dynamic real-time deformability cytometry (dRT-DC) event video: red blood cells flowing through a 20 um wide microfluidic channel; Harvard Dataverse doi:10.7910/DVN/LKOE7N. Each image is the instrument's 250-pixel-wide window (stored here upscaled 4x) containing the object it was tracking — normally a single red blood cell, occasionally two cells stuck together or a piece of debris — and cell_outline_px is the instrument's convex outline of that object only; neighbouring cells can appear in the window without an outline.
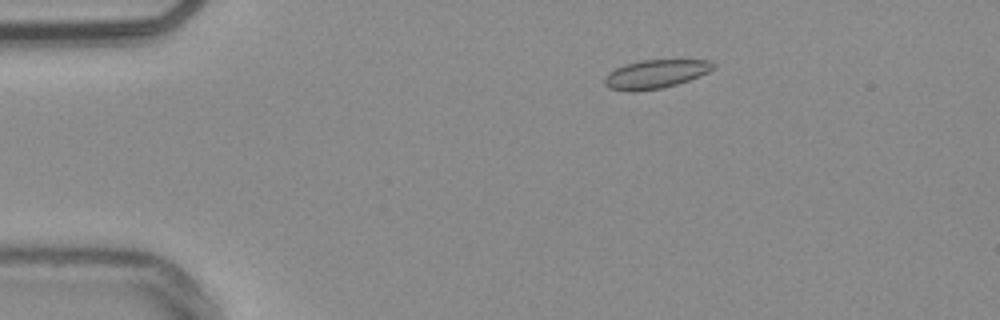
{"species": "common noctule bat (a hibernating species)", "species_latin": "Nyctalus noctula", "temperature_condition": "warm", "stored_images_in_passage": 48, "camera_frame_rate_fps": 3000, "um_per_image_px": 0.085, "animal": {"sex": "male", "body_mass_g": 20.4}, "frame": {"image": 1, "passage_image": 4, "time_ms": 1.0, "image_size_px": [1000, 320], "cell_outline_px": [[716, 64], [708, 72], [688, 80], [676, 84], [660, 88], [636, 92], [628, 92], [608, 88], [604, 84], [604, 76], [608, 72], [624, 64], [640, 60], [708, 60]], "centroid_in_image_um": [55.64, 6.3], "position_along_channel_um": 29.4, "area_um2": 18.15}}
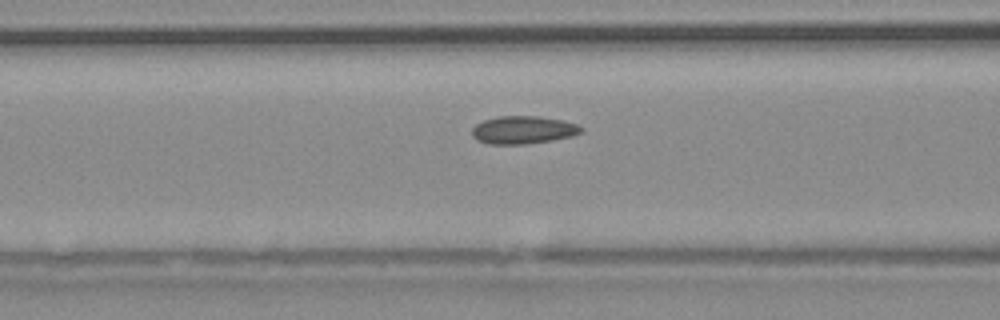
{"frame": {"image": 2, "passage_image": 16, "time_ms": 5.0, "image_size_px": [1000, 320], "cell_outline_px": [[584, 132], [572, 136], [552, 140], [528, 144], [488, 144], [476, 140], [472, 136], [472, 128], [476, 124], [484, 120], [500, 116], [540, 116], [564, 120], [576, 124], [584, 128]], "centroid_in_image_um": [44.49, 11.04], "position_along_channel_um": 122.1, "area_um2": 17.92}}
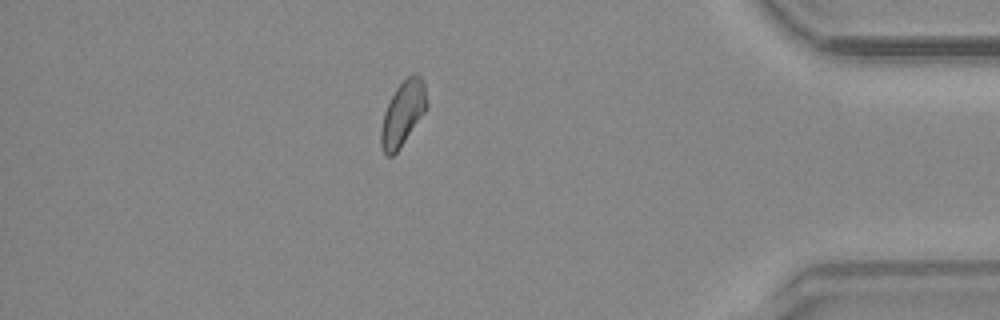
{"frame": {"image": 3, "passage_image": 41, "time_ms": 13.333, "image_size_px": [1000, 320], "cell_outline_px": [[428, 104], [424, 112], [400, 148], [392, 156], [388, 156], [384, 152], [380, 144], [380, 128], [384, 112], [396, 88], [408, 76], [416, 72], [424, 80]], "centroid_in_image_um": [34.24, 9.63], "position_along_channel_um": 401.0, "area_um2": 17.11}, "authors_computed_cell_mechanics": {"area_um2": 17.3111, "velocity_mm_per_s": 3.8036, "shape_relaxation_time_tau1_ms": null, "shape_relaxation_time_tau2_ms": 2.7184, "deformation_change_tau1": null, "deformation_change_tau2": 0.0809}}